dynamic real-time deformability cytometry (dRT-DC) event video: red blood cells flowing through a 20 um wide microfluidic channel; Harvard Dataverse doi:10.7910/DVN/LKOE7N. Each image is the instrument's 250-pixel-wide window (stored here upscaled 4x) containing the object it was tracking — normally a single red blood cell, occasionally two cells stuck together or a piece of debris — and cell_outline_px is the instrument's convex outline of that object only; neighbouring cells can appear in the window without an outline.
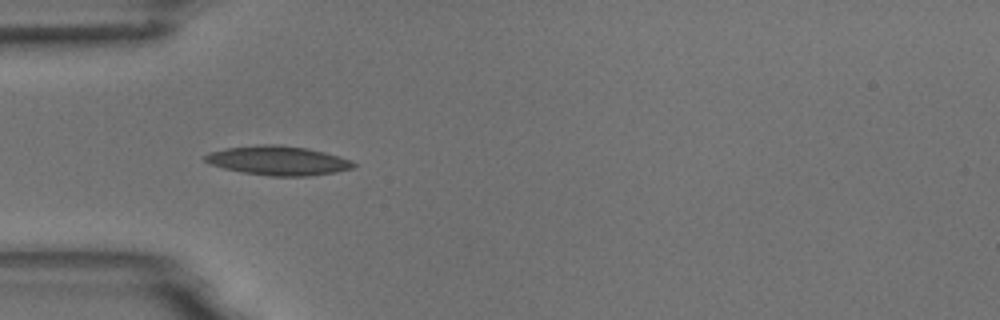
{"species": "common noctule bat (a hibernating species)", "species_latin": "Nyctalus noctula", "temperature_condition": "room temperature", "stored_images_in_passage": 11, "camera_frame_rate_fps": 3000, "um_per_image_px": 0.085, "animal": {"sex": "male", "body_mass_g": 18.8}, "frame": {"image": 1, "passage_image": 5, "time_ms": 5.333, "image_size_px": [1000, 320], "cell_outline_px": [[356, 164], [352, 168], [336, 172], [308, 176], [272, 176], [244, 172], [224, 168], [212, 164], [204, 160], [204, 156], [212, 152], [224, 148], [260, 144], [280, 144], [308, 148], [324, 152], [348, 160]], "centroid_in_image_um": [23.63, 13.64], "position_along_channel_um": 61.4, "area_um2": 24.97}}
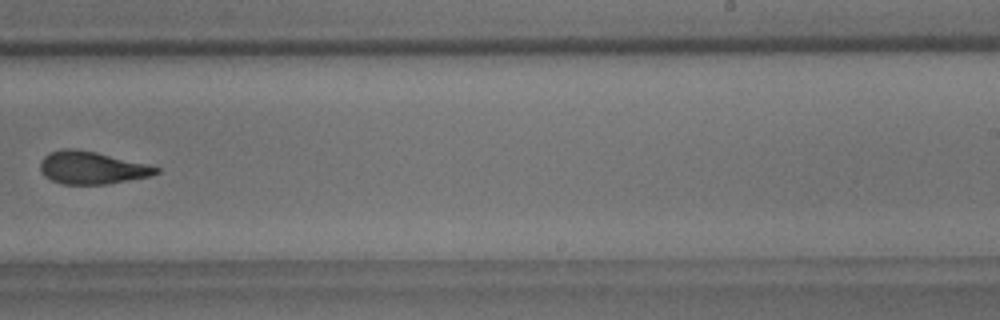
{"frame": {"image": 2, "passage_image": 10, "time_ms": 11.333, "image_size_px": [1000, 320], "cell_outline_px": [[160, 172], [152, 176], [108, 184], [64, 184], [52, 180], [44, 176], [40, 168], [40, 160], [48, 152], [60, 148], [76, 148], [96, 152], [148, 164], [160, 168]], "centroid_in_image_um": [7.8, 14.25], "position_along_channel_um": 281.2, "area_um2": 22.25}}